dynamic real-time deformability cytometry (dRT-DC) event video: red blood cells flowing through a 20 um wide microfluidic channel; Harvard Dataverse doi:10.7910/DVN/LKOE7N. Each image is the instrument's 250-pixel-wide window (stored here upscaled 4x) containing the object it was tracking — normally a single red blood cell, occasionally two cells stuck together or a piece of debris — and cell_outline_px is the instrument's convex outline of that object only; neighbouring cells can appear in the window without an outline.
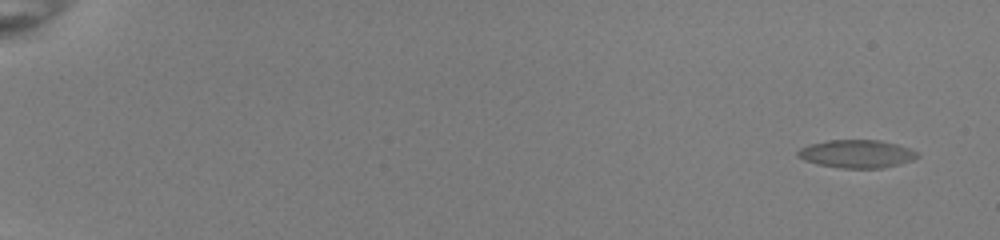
{"species": "common noctule bat (a hibernating species)", "species_latin": "Nyctalus noctula", "temperature_condition": "room temperature", "stored_images_in_passage": 57, "camera_frame_rate_fps": 3000, "um_per_image_px": 0.085, "animal": {"sex": "female", "body_mass_g": 22.0, "forearm_length_mm": 56.7}, "frame": {"image": 1, "passage_image": 4, "time_ms": 1.0, "image_size_px": [1000, 240], "cell_outline_px": [[920, 156], [912, 160], [880, 168], [840, 168], [820, 164], [804, 160], [796, 156], [796, 152], [800, 148], [808, 144], [828, 140], [880, 140], [896, 144], [908, 148], [916, 152]], "centroid_in_image_um": [72.77, 13.07], "position_along_channel_um": 12.2, "area_um2": 19.36}}
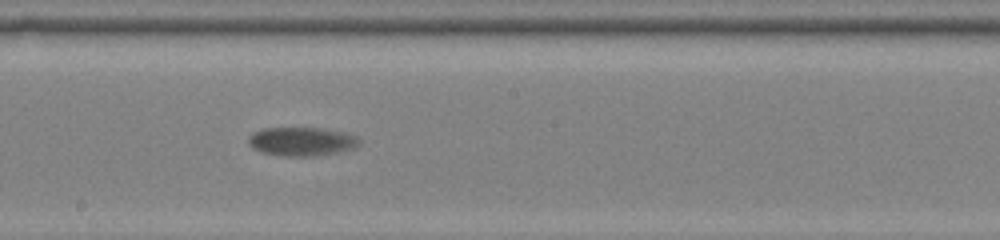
{"frame": {"image": 2, "passage_image": 35, "time_ms": 11.333, "image_size_px": [1000, 240], "cell_outline_px": [[360, 144], [352, 148], [336, 152], [316, 156], [284, 156], [260, 152], [252, 148], [248, 144], [248, 136], [252, 132], [264, 128], [320, 128], [344, 132], [356, 136], [360, 140]], "centroid_in_image_um": [25.59, 12.02], "position_along_channel_um": 222.6, "area_um2": 18.61}}
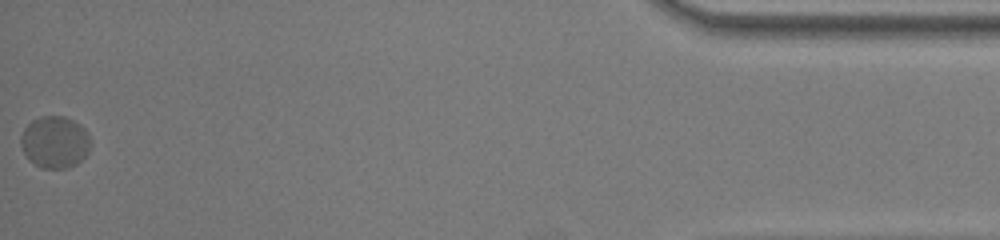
{"frame": {"image": 3, "passage_image": 57, "time_ms": 18.667, "image_size_px": [1000, 240], "cell_outline_px": [[92, 144], [88, 156], [76, 164], [68, 168], [40, 168], [28, 160], [20, 144], [20, 136], [24, 128], [32, 120], [40, 116], [64, 116], [80, 124], [88, 132]], "centroid_in_image_um": [4.69, 12.09], "position_along_channel_um": 430.5, "area_um2": 21.62}, "authors_computed_cell_mechanics": {"area_um2": 18.6116, "velocity_mm_per_s": 3.8277, "shape_relaxation_time_tau1_ms": 2.0593, "shape_relaxation_time_tau2_ms": null, "deformation_change_tau1": 0.0866, "deformation_change_tau2": null}}